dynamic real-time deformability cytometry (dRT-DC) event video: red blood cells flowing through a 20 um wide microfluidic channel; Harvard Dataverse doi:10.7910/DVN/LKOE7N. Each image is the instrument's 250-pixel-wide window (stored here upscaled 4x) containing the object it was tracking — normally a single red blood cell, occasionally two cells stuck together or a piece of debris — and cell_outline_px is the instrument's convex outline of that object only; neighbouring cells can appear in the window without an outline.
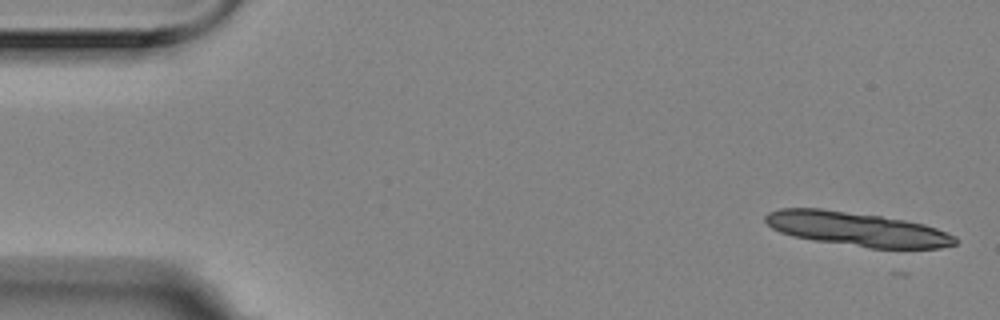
{"species": "Egyptian fruit bat (a non-hibernating species)", "species_latin": "Rousettus aegyptiacus", "temperature_condition": "room temperature", "stored_images_in_passage": 5, "camera_frame_rate_fps": 3000, "um_per_image_px": 0.085, "animal": {"sex": "female"}, "frame": {"image": 1, "passage_image": 1, "time_ms": 0.0, "image_size_px": [1000, 320], "cell_outline_px": [[960, 240], [956, 244], [940, 248], [868, 248], [812, 240], [792, 236], [780, 232], [772, 228], [764, 220], [764, 216], [768, 212], [780, 208], [820, 208], [880, 216], [904, 220], [924, 224], [936, 228], [956, 236]], "centroid_in_image_um": [72.84, 19.47], "position_along_channel_um": 12.2, "area_um2": 37.8}}